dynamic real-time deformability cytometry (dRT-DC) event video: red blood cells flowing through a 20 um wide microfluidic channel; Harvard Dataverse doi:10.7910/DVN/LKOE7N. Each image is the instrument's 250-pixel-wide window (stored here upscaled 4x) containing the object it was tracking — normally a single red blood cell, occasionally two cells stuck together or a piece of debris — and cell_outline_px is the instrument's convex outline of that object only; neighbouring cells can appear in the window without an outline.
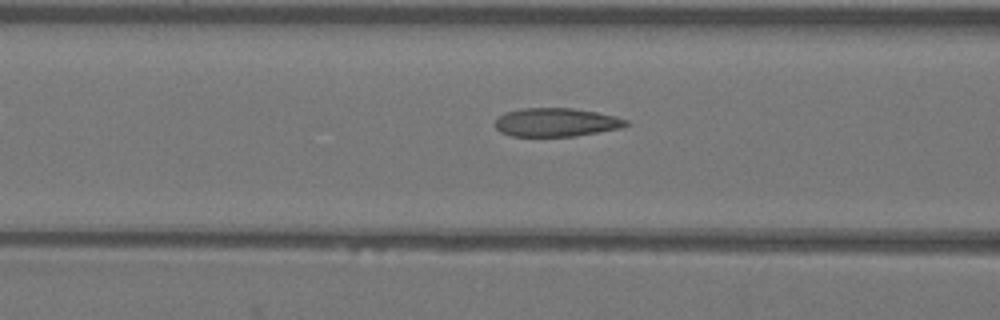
{"species": "Egyptian fruit bat (a non-hibernating species)", "species_latin": "Rousettus aegyptiacus", "temperature_condition": "warm", "stored_images_in_passage": 23, "camera_frame_rate_fps": 3000, "um_per_image_px": 0.085, "animal": {"sex": "female"}, "frame": {"image": 1, "passage_image": 8, "time_ms": 2.333, "image_size_px": [1000, 320], "cell_outline_px": [[628, 124], [620, 128], [576, 136], [512, 136], [500, 132], [496, 128], [496, 120], [504, 112], [520, 108], [572, 108], [596, 112], [616, 116], [628, 120]], "centroid_in_image_um": [47.26, 10.39], "position_along_channel_um": 119.3, "area_um2": 21.73}}
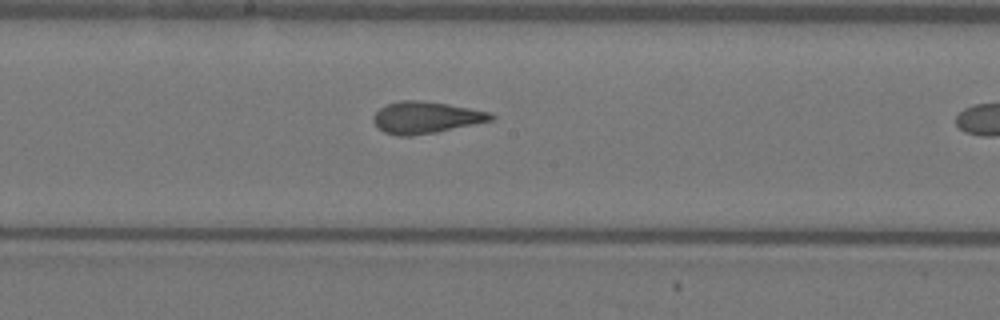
{"frame": {"image": 2, "passage_image": 15, "time_ms": 4.667, "image_size_px": [1000, 320], "cell_outline_px": [[496, 116], [492, 120], [436, 132], [412, 136], [396, 136], [384, 132], [372, 120], [372, 116], [380, 108], [388, 104], [400, 100], [420, 100], [448, 104], [488, 112]], "centroid_in_image_um": [36.16, 9.99], "position_along_channel_um": 212.0, "area_um2": 21.56}}
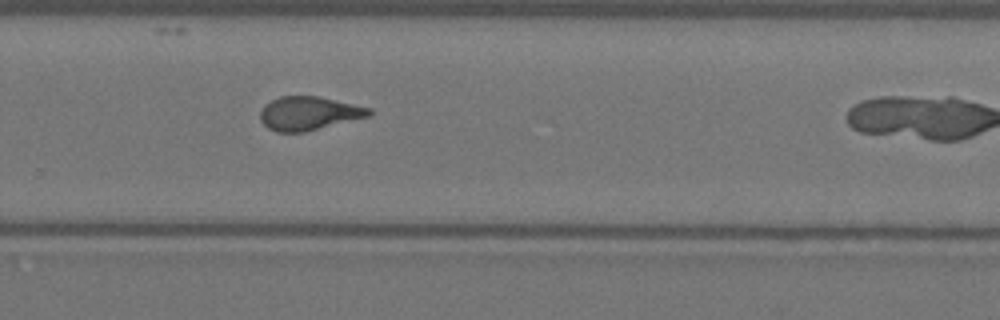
{"frame": {"image": 3, "passage_image": 22, "time_ms": 7.0, "image_size_px": [1000, 320], "cell_outline_px": [[372, 116], [304, 132], [276, 132], [268, 128], [260, 120], [260, 112], [264, 104], [280, 96], [320, 96], [372, 108]], "centroid_in_image_um": [26.28, 9.63], "position_along_channel_um": 303.5, "area_um2": 21.56}}